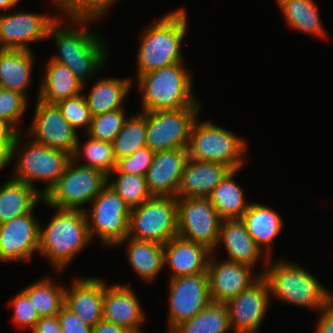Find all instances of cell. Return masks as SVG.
Instances as JSON below:
<instances>
[{
	"instance_id": "1",
	"label": "cell",
	"mask_w": 333,
	"mask_h": 333,
	"mask_svg": "<svg viewBox=\"0 0 333 333\" xmlns=\"http://www.w3.org/2000/svg\"><path fill=\"white\" fill-rule=\"evenodd\" d=\"M59 17L50 26L47 35V38L55 40L59 52V55L57 53L50 60L67 66L84 88L87 83L85 79L89 80L104 67L109 57L107 43H104L102 35L95 34L86 27L92 20L69 19L73 26L70 28L63 26L61 16Z\"/></svg>"
},
{
	"instance_id": "2",
	"label": "cell",
	"mask_w": 333,
	"mask_h": 333,
	"mask_svg": "<svg viewBox=\"0 0 333 333\" xmlns=\"http://www.w3.org/2000/svg\"><path fill=\"white\" fill-rule=\"evenodd\" d=\"M185 9L171 11L141 34L137 53V76L182 63L181 43L187 32Z\"/></svg>"
},
{
	"instance_id": "3",
	"label": "cell",
	"mask_w": 333,
	"mask_h": 333,
	"mask_svg": "<svg viewBox=\"0 0 333 333\" xmlns=\"http://www.w3.org/2000/svg\"><path fill=\"white\" fill-rule=\"evenodd\" d=\"M184 64H172L137 77L142 91L141 112L202 106L192 93V76Z\"/></svg>"
},
{
	"instance_id": "4",
	"label": "cell",
	"mask_w": 333,
	"mask_h": 333,
	"mask_svg": "<svg viewBox=\"0 0 333 333\" xmlns=\"http://www.w3.org/2000/svg\"><path fill=\"white\" fill-rule=\"evenodd\" d=\"M57 210V211H56ZM46 228L40 225L39 254L48 258L61 272L70 261L86 248L91 238L85 211L55 209Z\"/></svg>"
},
{
	"instance_id": "5",
	"label": "cell",
	"mask_w": 333,
	"mask_h": 333,
	"mask_svg": "<svg viewBox=\"0 0 333 333\" xmlns=\"http://www.w3.org/2000/svg\"><path fill=\"white\" fill-rule=\"evenodd\" d=\"M269 265L259 274L266 278L271 296L291 305L318 312L333 299V293L298 264L278 260Z\"/></svg>"
},
{
	"instance_id": "6",
	"label": "cell",
	"mask_w": 333,
	"mask_h": 333,
	"mask_svg": "<svg viewBox=\"0 0 333 333\" xmlns=\"http://www.w3.org/2000/svg\"><path fill=\"white\" fill-rule=\"evenodd\" d=\"M21 135L22 133L15 134L12 142L11 160L14 155L18 156L14 171L16 176L12 178L33 188H37L34 181H45L46 187L41 190L44 196L57 183L72 156L65 151L39 144L31 138L24 147L19 148Z\"/></svg>"
},
{
	"instance_id": "7",
	"label": "cell",
	"mask_w": 333,
	"mask_h": 333,
	"mask_svg": "<svg viewBox=\"0 0 333 333\" xmlns=\"http://www.w3.org/2000/svg\"><path fill=\"white\" fill-rule=\"evenodd\" d=\"M247 142L230 130L215 125L212 121L195 120L187 147L189 157L220 163L232 170L244 166Z\"/></svg>"
},
{
	"instance_id": "8",
	"label": "cell",
	"mask_w": 333,
	"mask_h": 333,
	"mask_svg": "<svg viewBox=\"0 0 333 333\" xmlns=\"http://www.w3.org/2000/svg\"><path fill=\"white\" fill-rule=\"evenodd\" d=\"M108 176L100 170L78 165L70 159L57 183L44 195V205L60 210H81L107 186Z\"/></svg>"
},
{
	"instance_id": "9",
	"label": "cell",
	"mask_w": 333,
	"mask_h": 333,
	"mask_svg": "<svg viewBox=\"0 0 333 333\" xmlns=\"http://www.w3.org/2000/svg\"><path fill=\"white\" fill-rule=\"evenodd\" d=\"M177 198L152 196L131 209L128 236L165 245L178 236Z\"/></svg>"
},
{
	"instance_id": "10",
	"label": "cell",
	"mask_w": 333,
	"mask_h": 333,
	"mask_svg": "<svg viewBox=\"0 0 333 333\" xmlns=\"http://www.w3.org/2000/svg\"><path fill=\"white\" fill-rule=\"evenodd\" d=\"M90 238H99L105 247H114L128 236L130 207L107 185L85 210Z\"/></svg>"
},
{
	"instance_id": "11",
	"label": "cell",
	"mask_w": 333,
	"mask_h": 333,
	"mask_svg": "<svg viewBox=\"0 0 333 333\" xmlns=\"http://www.w3.org/2000/svg\"><path fill=\"white\" fill-rule=\"evenodd\" d=\"M201 107L146 112V146L153 152L187 148Z\"/></svg>"
},
{
	"instance_id": "12",
	"label": "cell",
	"mask_w": 333,
	"mask_h": 333,
	"mask_svg": "<svg viewBox=\"0 0 333 333\" xmlns=\"http://www.w3.org/2000/svg\"><path fill=\"white\" fill-rule=\"evenodd\" d=\"M177 204L178 236L204 245L215 252L218 249L222 219L210 199L177 198Z\"/></svg>"
},
{
	"instance_id": "13",
	"label": "cell",
	"mask_w": 333,
	"mask_h": 333,
	"mask_svg": "<svg viewBox=\"0 0 333 333\" xmlns=\"http://www.w3.org/2000/svg\"><path fill=\"white\" fill-rule=\"evenodd\" d=\"M169 333L192 319L211 302L208 273L172 278L169 281Z\"/></svg>"
},
{
	"instance_id": "14",
	"label": "cell",
	"mask_w": 333,
	"mask_h": 333,
	"mask_svg": "<svg viewBox=\"0 0 333 333\" xmlns=\"http://www.w3.org/2000/svg\"><path fill=\"white\" fill-rule=\"evenodd\" d=\"M34 119L27 136L44 146L73 155L78 140L76 130L63 117L57 104L37 99Z\"/></svg>"
},
{
	"instance_id": "15",
	"label": "cell",
	"mask_w": 333,
	"mask_h": 333,
	"mask_svg": "<svg viewBox=\"0 0 333 333\" xmlns=\"http://www.w3.org/2000/svg\"><path fill=\"white\" fill-rule=\"evenodd\" d=\"M270 287L261 275L253 284L226 303L234 333H257L270 306Z\"/></svg>"
},
{
	"instance_id": "16",
	"label": "cell",
	"mask_w": 333,
	"mask_h": 333,
	"mask_svg": "<svg viewBox=\"0 0 333 333\" xmlns=\"http://www.w3.org/2000/svg\"><path fill=\"white\" fill-rule=\"evenodd\" d=\"M58 18L26 11L0 15V49L31 50L29 43L48 39L49 28Z\"/></svg>"
},
{
	"instance_id": "17",
	"label": "cell",
	"mask_w": 333,
	"mask_h": 333,
	"mask_svg": "<svg viewBox=\"0 0 333 333\" xmlns=\"http://www.w3.org/2000/svg\"><path fill=\"white\" fill-rule=\"evenodd\" d=\"M40 222L33 211L0 224V262L26 261L39 252Z\"/></svg>"
},
{
	"instance_id": "18",
	"label": "cell",
	"mask_w": 333,
	"mask_h": 333,
	"mask_svg": "<svg viewBox=\"0 0 333 333\" xmlns=\"http://www.w3.org/2000/svg\"><path fill=\"white\" fill-rule=\"evenodd\" d=\"M211 255L208 261L207 273L212 302H229L261 276L260 274L254 275L253 268L248 265L228 260L218 262L215 258V252H212Z\"/></svg>"
},
{
	"instance_id": "19",
	"label": "cell",
	"mask_w": 333,
	"mask_h": 333,
	"mask_svg": "<svg viewBox=\"0 0 333 333\" xmlns=\"http://www.w3.org/2000/svg\"><path fill=\"white\" fill-rule=\"evenodd\" d=\"M188 158L187 148L156 152L145 175L149 193L176 198Z\"/></svg>"
},
{
	"instance_id": "20",
	"label": "cell",
	"mask_w": 333,
	"mask_h": 333,
	"mask_svg": "<svg viewBox=\"0 0 333 333\" xmlns=\"http://www.w3.org/2000/svg\"><path fill=\"white\" fill-rule=\"evenodd\" d=\"M129 285L130 283L108 286L105 282L103 320L126 328L132 333H142L140 327L146 314Z\"/></svg>"
},
{
	"instance_id": "21",
	"label": "cell",
	"mask_w": 333,
	"mask_h": 333,
	"mask_svg": "<svg viewBox=\"0 0 333 333\" xmlns=\"http://www.w3.org/2000/svg\"><path fill=\"white\" fill-rule=\"evenodd\" d=\"M105 282L101 278L85 277L73 281L65 289V306L85 324L94 327L103 320Z\"/></svg>"
},
{
	"instance_id": "22",
	"label": "cell",
	"mask_w": 333,
	"mask_h": 333,
	"mask_svg": "<svg viewBox=\"0 0 333 333\" xmlns=\"http://www.w3.org/2000/svg\"><path fill=\"white\" fill-rule=\"evenodd\" d=\"M163 249L164 265L172 272L170 279L207 272L212 251L204 245L176 236Z\"/></svg>"
},
{
	"instance_id": "23",
	"label": "cell",
	"mask_w": 333,
	"mask_h": 333,
	"mask_svg": "<svg viewBox=\"0 0 333 333\" xmlns=\"http://www.w3.org/2000/svg\"><path fill=\"white\" fill-rule=\"evenodd\" d=\"M232 169L220 163L188 158L176 198H209Z\"/></svg>"
},
{
	"instance_id": "24",
	"label": "cell",
	"mask_w": 333,
	"mask_h": 333,
	"mask_svg": "<svg viewBox=\"0 0 333 333\" xmlns=\"http://www.w3.org/2000/svg\"><path fill=\"white\" fill-rule=\"evenodd\" d=\"M220 243L224 244L228 253V258L225 260L252 268L265 254L255 243L241 219H223L221 221L218 246Z\"/></svg>"
},
{
	"instance_id": "25",
	"label": "cell",
	"mask_w": 333,
	"mask_h": 333,
	"mask_svg": "<svg viewBox=\"0 0 333 333\" xmlns=\"http://www.w3.org/2000/svg\"><path fill=\"white\" fill-rule=\"evenodd\" d=\"M241 220L255 243L265 252V262H270L273 241L283 229V219L273 208L259 203H250ZM267 255V256H266Z\"/></svg>"
},
{
	"instance_id": "26",
	"label": "cell",
	"mask_w": 333,
	"mask_h": 333,
	"mask_svg": "<svg viewBox=\"0 0 333 333\" xmlns=\"http://www.w3.org/2000/svg\"><path fill=\"white\" fill-rule=\"evenodd\" d=\"M34 55L32 50L0 49V85L27 99V88L32 82Z\"/></svg>"
},
{
	"instance_id": "27",
	"label": "cell",
	"mask_w": 333,
	"mask_h": 333,
	"mask_svg": "<svg viewBox=\"0 0 333 333\" xmlns=\"http://www.w3.org/2000/svg\"><path fill=\"white\" fill-rule=\"evenodd\" d=\"M44 202L40 190L11 178L0 186V224L29 214L38 202Z\"/></svg>"
},
{
	"instance_id": "28",
	"label": "cell",
	"mask_w": 333,
	"mask_h": 333,
	"mask_svg": "<svg viewBox=\"0 0 333 333\" xmlns=\"http://www.w3.org/2000/svg\"><path fill=\"white\" fill-rule=\"evenodd\" d=\"M45 69L37 99L57 104L82 93L83 84L67 66L49 59Z\"/></svg>"
},
{
	"instance_id": "29",
	"label": "cell",
	"mask_w": 333,
	"mask_h": 333,
	"mask_svg": "<svg viewBox=\"0 0 333 333\" xmlns=\"http://www.w3.org/2000/svg\"><path fill=\"white\" fill-rule=\"evenodd\" d=\"M133 81L129 78H102L93 85L90 93L84 95L91 116L125 108L124 101Z\"/></svg>"
},
{
	"instance_id": "30",
	"label": "cell",
	"mask_w": 333,
	"mask_h": 333,
	"mask_svg": "<svg viewBox=\"0 0 333 333\" xmlns=\"http://www.w3.org/2000/svg\"><path fill=\"white\" fill-rule=\"evenodd\" d=\"M125 242H127V258L131 268L142 280L149 282L155 279L165 266L163 245L126 237L116 246H121Z\"/></svg>"
},
{
	"instance_id": "31",
	"label": "cell",
	"mask_w": 333,
	"mask_h": 333,
	"mask_svg": "<svg viewBox=\"0 0 333 333\" xmlns=\"http://www.w3.org/2000/svg\"><path fill=\"white\" fill-rule=\"evenodd\" d=\"M239 170H231L209 196L211 204L222 220L241 219L250 205L246 203L243 189L234 181V176Z\"/></svg>"
},
{
	"instance_id": "32",
	"label": "cell",
	"mask_w": 333,
	"mask_h": 333,
	"mask_svg": "<svg viewBox=\"0 0 333 333\" xmlns=\"http://www.w3.org/2000/svg\"><path fill=\"white\" fill-rule=\"evenodd\" d=\"M285 22L309 36L327 37L313 0H277Z\"/></svg>"
},
{
	"instance_id": "33",
	"label": "cell",
	"mask_w": 333,
	"mask_h": 333,
	"mask_svg": "<svg viewBox=\"0 0 333 333\" xmlns=\"http://www.w3.org/2000/svg\"><path fill=\"white\" fill-rule=\"evenodd\" d=\"M230 329L226 303L211 302L192 319L182 322L170 333H228Z\"/></svg>"
},
{
	"instance_id": "34",
	"label": "cell",
	"mask_w": 333,
	"mask_h": 333,
	"mask_svg": "<svg viewBox=\"0 0 333 333\" xmlns=\"http://www.w3.org/2000/svg\"><path fill=\"white\" fill-rule=\"evenodd\" d=\"M49 278L41 279L28 285L22 290L29 297L39 317L56 316L65 304V289L63 285L57 284Z\"/></svg>"
},
{
	"instance_id": "35",
	"label": "cell",
	"mask_w": 333,
	"mask_h": 333,
	"mask_svg": "<svg viewBox=\"0 0 333 333\" xmlns=\"http://www.w3.org/2000/svg\"><path fill=\"white\" fill-rule=\"evenodd\" d=\"M146 147V112L127 117L113 141L116 161Z\"/></svg>"
},
{
	"instance_id": "36",
	"label": "cell",
	"mask_w": 333,
	"mask_h": 333,
	"mask_svg": "<svg viewBox=\"0 0 333 333\" xmlns=\"http://www.w3.org/2000/svg\"><path fill=\"white\" fill-rule=\"evenodd\" d=\"M87 137V142L83 144L82 149L78 138L72 159L79 162V157L81 158L80 155L83 154L82 156H84L83 158H85L86 163L80 165L100 170L105 175L109 176L117 166L113 143L97 140L89 135H87Z\"/></svg>"
},
{
	"instance_id": "37",
	"label": "cell",
	"mask_w": 333,
	"mask_h": 333,
	"mask_svg": "<svg viewBox=\"0 0 333 333\" xmlns=\"http://www.w3.org/2000/svg\"><path fill=\"white\" fill-rule=\"evenodd\" d=\"M112 175L117 176L111 180ZM107 185L125 201L130 209L140 206L152 197L148 191L145 176L122 173L117 168L109 174Z\"/></svg>"
},
{
	"instance_id": "38",
	"label": "cell",
	"mask_w": 333,
	"mask_h": 333,
	"mask_svg": "<svg viewBox=\"0 0 333 333\" xmlns=\"http://www.w3.org/2000/svg\"><path fill=\"white\" fill-rule=\"evenodd\" d=\"M117 0H57L56 9L68 19H101Z\"/></svg>"
},
{
	"instance_id": "39",
	"label": "cell",
	"mask_w": 333,
	"mask_h": 333,
	"mask_svg": "<svg viewBox=\"0 0 333 333\" xmlns=\"http://www.w3.org/2000/svg\"><path fill=\"white\" fill-rule=\"evenodd\" d=\"M125 111V108H122L92 116L86 135L97 140L113 143L127 118Z\"/></svg>"
},
{
	"instance_id": "40",
	"label": "cell",
	"mask_w": 333,
	"mask_h": 333,
	"mask_svg": "<svg viewBox=\"0 0 333 333\" xmlns=\"http://www.w3.org/2000/svg\"><path fill=\"white\" fill-rule=\"evenodd\" d=\"M27 104L28 99L21 93L3 89L0 94V119L16 134L22 133L17 125Z\"/></svg>"
},
{
	"instance_id": "41",
	"label": "cell",
	"mask_w": 333,
	"mask_h": 333,
	"mask_svg": "<svg viewBox=\"0 0 333 333\" xmlns=\"http://www.w3.org/2000/svg\"><path fill=\"white\" fill-rule=\"evenodd\" d=\"M63 117L77 131L80 128H86L88 132L91 123V113L84 94L57 103Z\"/></svg>"
},
{
	"instance_id": "42",
	"label": "cell",
	"mask_w": 333,
	"mask_h": 333,
	"mask_svg": "<svg viewBox=\"0 0 333 333\" xmlns=\"http://www.w3.org/2000/svg\"><path fill=\"white\" fill-rule=\"evenodd\" d=\"M8 305L13 309V323L22 329L32 331L40 317L27 294L21 290L9 301Z\"/></svg>"
},
{
	"instance_id": "43",
	"label": "cell",
	"mask_w": 333,
	"mask_h": 333,
	"mask_svg": "<svg viewBox=\"0 0 333 333\" xmlns=\"http://www.w3.org/2000/svg\"><path fill=\"white\" fill-rule=\"evenodd\" d=\"M155 152L147 146L138 149L131 156L123 157L117 161L116 168L122 173L145 176L153 162Z\"/></svg>"
},
{
	"instance_id": "44",
	"label": "cell",
	"mask_w": 333,
	"mask_h": 333,
	"mask_svg": "<svg viewBox=\"0 0 333 333\" xmlns=\"http://www.w3.org/2000/svg\"><path fill=\"white\" fill-rule=\"evenodd\" d=\"M57 317L63 333H92L93 327L85 324L65 305L61 308Z\"/></svg>"
},
{
	"instance_id": "45",
	"label": "cell",
	"mask_w": 333,
	"mask_h": 333,
	"mask_svg": "<svg viewBox=\"0 0 333 333\" xmlns=\"http://www.w3.org/2000/svg\"><path fill=\"white\" fill-rule=\"evenodd\" d=\"M319 313L315 333H333V299Z\"/></svg>"
},
{
	"instance_id": "46",
	"label": "cell",
	"mask_w": 333,
	"mask_h": 333,
	"mask_svg": "<svg viewBox=\"0 0 333 333\" xmlns=\"http://www.w3.org/2000/svg\"><path fill=\"white\" fill-rule=\"evenodd\" d=\"M31 333H63V331L56 315L40 317Z\"/></svg>"
},
{
	"instance_id": "47",
	"label": "cell",
	"mask_w": 333,
	"mask_h": 333,
	"mask_svg": "<svg viewBox=\"0 0 333 333\" xmlns=\"http://www.w3.org/2000/svg\"><path fill=\"white\" fill-rule=\"evenodd\" d=\"M15 134H0V171L11 163V147Z\"/></svg>"
},
{
	"instance_id": "48",
	"label": "cell",
	"mask_w": 333,
	"mask_h": 333,
	"mask_svg": "<svg viewBox=\"0 0 333 333\" xmlns=\"http://www.w3.org/2000/svg\"><path fill=\"white\" fill-rule=\"evenodd\" d=\"M92 333H132L126 328L117 326L116 324L101 320L92 330Z\"/></svg>"
},
{
	"instance_id": "49",
	"label": "cell",
	"mask_w": 333,
	"mask_h": 333,
	"mask_svg": "<svg viewBox=\"0 0 333 333\" xmlns=\"http://www.w3.org/2000/svg\"><path fill=\"white\" fill-rule=\"evenodd\" d=\"M17 0H0V10L9 11L17 5Z\"/></svg>"
},
{
	"instance_id": "50",
	"label": "cell",
	"mask_w": 333,
	"mask_h": 333,
	"mask_svg": "<svg viewBox=\"0 0 333 333\" xmlns=\"http://www.w3.org/2000/svg\"><path fill=\"white\" fill-rule=\"evenodd\" d=\"M0 134H16L0 119Z\"/></svg>"
},
{
	"instance_id": "51",
	"label": "cell",
	"mask_w": 333,
	"mask_h": 333,
	"mask_svg": "<svg viewBox=\"0 0 333 333\" xmlns=\"http://www.w3.org/2000/svg\"><path fill=\"white\" fill-rule=\"evenodd\" d=\"M18 2H20V0H17ZM52 5H54L55 7H57V0H52Z\"/></svg>"
},
{
	"instance_id": "52",
	"label": "cell",
	"mask_w": 333,
	"mask_h": 333,
	"mask_svg": "<svg viewBox=\"0 0 333 333\" xmlns=\"http://www.w3.org/2000/svg\"><path fill=\"white\" fill-rule=\"evenodd\" d=\"M2 90H3V88H2V86L0 85V94H1Z\"/></svg>"
}]
</instances>
